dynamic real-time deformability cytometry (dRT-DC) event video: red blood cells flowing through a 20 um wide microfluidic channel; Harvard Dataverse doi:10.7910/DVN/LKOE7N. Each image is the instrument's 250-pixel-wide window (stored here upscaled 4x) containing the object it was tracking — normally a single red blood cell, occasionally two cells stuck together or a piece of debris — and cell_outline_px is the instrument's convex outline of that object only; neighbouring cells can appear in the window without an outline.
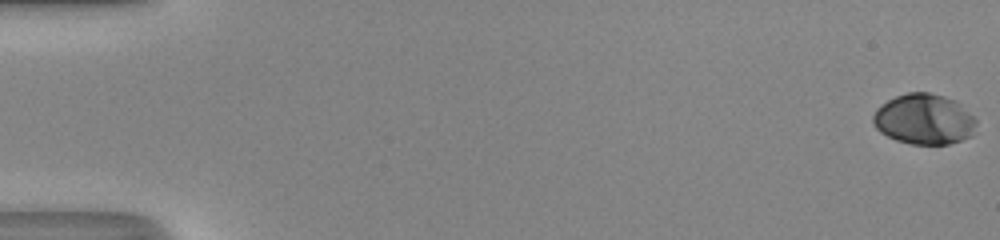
{"species": "human", "species_latin": "Homo sapiens", "temperature_condition": "room temperature", "stored_images_in_passage": 52, "camera_frame_rate_fps": 3000, "um_per_image_px": 0.085, "donor": {"sex": "male"}, "frame": {"image": 1, "passage_image": 1, "time_ms": 0.0, "image_size_px": [1000, 240], "cell_outline_px": [[976, 124], [972, 136], [948, 144], [912, 144], [896, 140], [880, 132], [876, 128], [872, 120], [872, 116], [876, 108], [880, 104], [896, 96], [908, 92], [928, 92], [944, 96], [956, 100], [976, 116]], "centroid_in_image_um": [78.56, 10.12], "position_along_channel_um": 6.4, "area_um2": 30.69}}
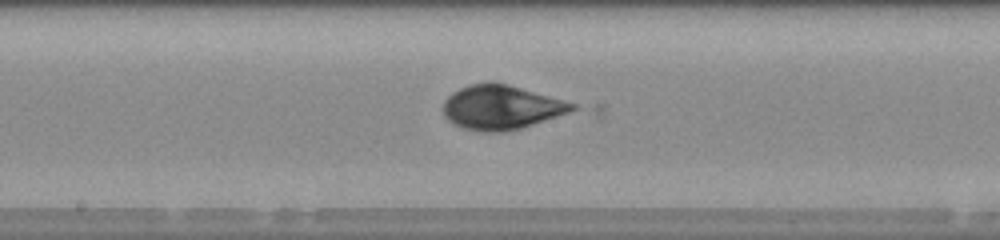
{"frame": {"image": 2, "passage_image": 29, "time_ms": 9.333, "image_size_px": [1000, 240], "cell_outline_px": [[576, 108], [568, 112], [520, 128], [504, 132], [484, 132], [464, 128], [452, 124], [444, 116], [444, 100], [452, 92], [468, 84], [488, 80], [492, 80], [508, 84], [564, 100], [576, 104]], "centroid_in_image_um": [42.54, 9.1], "position_along_channel_um": 205.7, "area_um2": 33.29}}
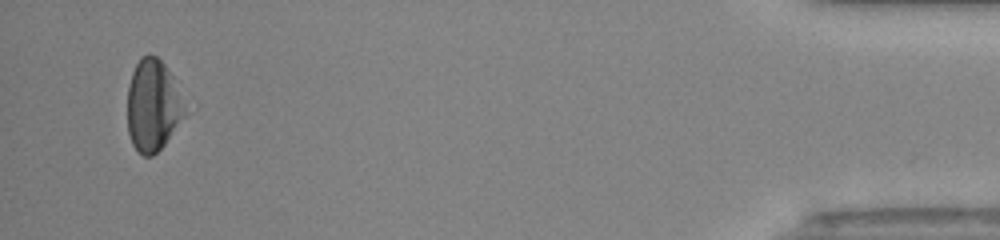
{"frame": {"image": 3, "passage_image": 50, "time_ms": 16.333, "image_size_px": [1000, 240], "cell_outline_px": [[196, 108], [164, 144], [152, 156], [144, 156], [132, 144], [128, 132], [128, 84], [132, 72], [136, 64], [148, 52], [156, 56], [164, 64]], "centroid_in_image_um": [13.16, 8.95], "position_along_channel_um": 422.0, "area_um2": 32.43}, "authors_computed_cell_mechanics": {"area_um2": 32.4547, "velocity_mm_per_s": 4.22, "shape_relaxation_time_tau1_ms": 3.4083, "shape_relaxation_time_tau2_ms": 1.3055, "deformation_change_tau1": 0.1387, "deformation_change_tau2": 0.0405}}